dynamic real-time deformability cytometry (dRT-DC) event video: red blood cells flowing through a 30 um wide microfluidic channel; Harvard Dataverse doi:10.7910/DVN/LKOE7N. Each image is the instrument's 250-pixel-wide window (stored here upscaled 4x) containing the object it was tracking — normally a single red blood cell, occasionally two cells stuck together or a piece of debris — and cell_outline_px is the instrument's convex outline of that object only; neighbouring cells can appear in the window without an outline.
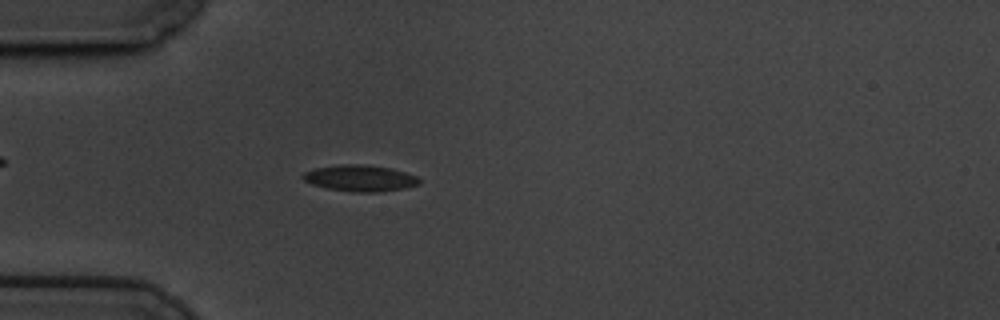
{"species": "common noctule bat (a hibernating species)", "species_latin": "Nyctalus noctula", "temperature_condition": "cold", "stored_images_in_passage": 50, "camera_frame_rate_fps": 3000, "um_per_image_px": 0.085, "animal": {"sex": "male", "body_mass_g": 19.5, "forearm_length_mm": 54.6}, "frame": {"image": 1, "passage_image": 8, "time_ms": 2.333, "image_size_px": [1000, 320], "cell_outline_px": [[420, 184], [408, 188], [376, 192], [352, 192], [328, 188], [312, 184], [304, 180], [300, 176], [304, 172], [316, 168], [340, 164], [360, 164], [392, 168], [416, 176], [420, 180]], "centroid_in_image_um": [30.62, 15.15], "position_along_channel_um": 54.4, "area_um2": 17.86}}
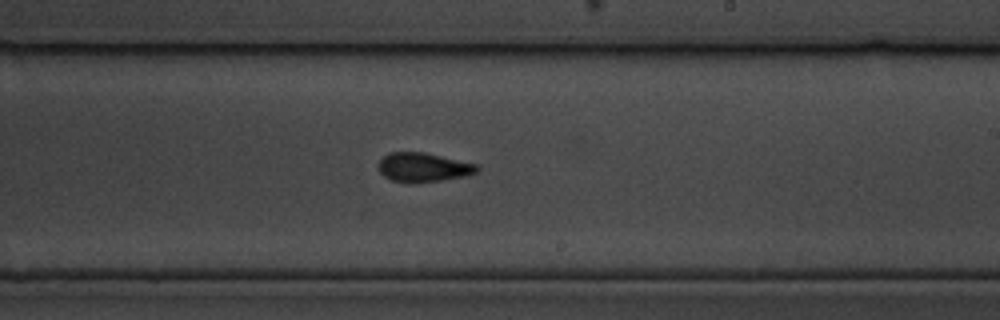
{"frame": {"image": 2, "passage_image": 26, "time_ms": 8.333, "image_size_px": [1000, 320], "cell_outline_px": [[480, 168], [476, 172], [464, 176], [440, 180], [412, 184], [392, 180], [384, 176], [376, 168], [376, 164], [388, 152], [424, 152], [476, 164]], "centroid_in_image_um": [35.91, 14.22], "position_along_channel_um": 253.1, "area_um2": 16.82}}
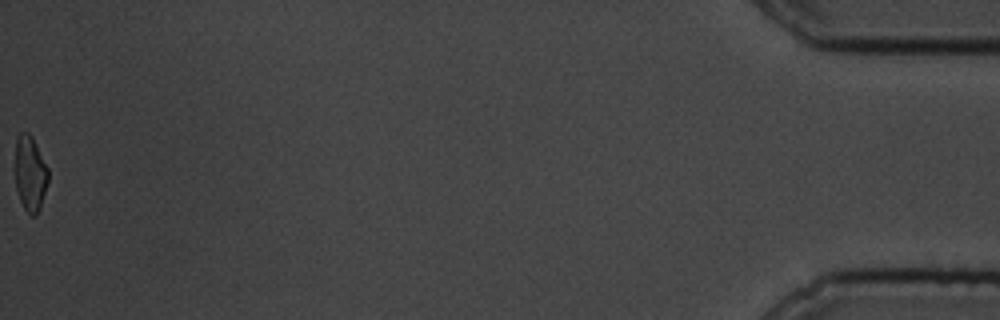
{"frame": {"image": 3, "passage_image": 50, "time_ms": 16.333, "image_size_px": [1000, 320], "cell_outline_px": [[48, 180], [40, 208], [36, 216], [32, 216], [24, 208], [20, 200], [16, 188], [16, 140], [20, 132], [28, 132], [32, 136], [48, 168]], "centroid_in_image_um": [2.57, 14.75], "position_along_channel_um": 432.6, "area_um2": 14.33}, "authors_computed_cell_mechanics": {"area_um2": 16.473, "velocity_mm_per_s": 3.4489, "shape_relaxation_time_tau1_ms": 2.5264, "shape_relaxation_time_tau2_ms": 5.33, "deformation_change_tau1": 0.0999, "deformation_change_tau2": 0.091}}